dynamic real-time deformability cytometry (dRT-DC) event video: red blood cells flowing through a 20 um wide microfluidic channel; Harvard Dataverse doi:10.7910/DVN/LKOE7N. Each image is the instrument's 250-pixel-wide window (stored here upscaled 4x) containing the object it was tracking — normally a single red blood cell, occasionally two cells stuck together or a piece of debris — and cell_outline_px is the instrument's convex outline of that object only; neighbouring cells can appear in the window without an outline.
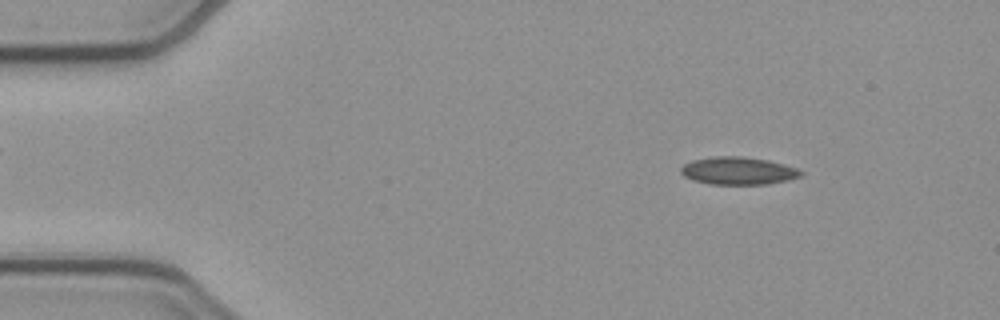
{"species": "common noctule bat (a hibernating species)", "species_latin": "Nyctalus noctula", "temperature_condition": "cold", "stored_images_in_passage": 14, "camera_frame_rate_fps": 3000, "um_per_image_px": 0.085, "animal": {"sex": "female", "body_mass_g": 21.9}, "frame": {"image": 1, "passage_image": 6, "time_ms": 1.667, "image_size_px": [1000, 320], "cell_outline_px": [[804, 176], [788, 180], [768, 184], [708, 184], [692, 180], [684, 176], [680, 172], [680, 168], [684, 164], [692, 160], [712, 156], [740, 156], [768, 160], [784, 164], [796, 168], [804, 172]], "centroid_in_image_um": [62.75, 14.52], "position_along_channel_um": 22.3, "area_um2": 19.54}}